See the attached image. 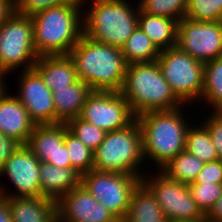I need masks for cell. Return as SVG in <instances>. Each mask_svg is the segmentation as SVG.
Segmentation results:
<instances>
[{"mask_svg": "<svg viewBox=\"0 0 222 222\" xmlns=\"http://www.w3.org/2000/svg\"><path fill=\"white\" fill-rule=\"evenodd\" d=\"M203 99L213 111H222V56L204 63Z\"/></svg>", "mask_w": 222, "mask_h": 222, "instance_id": "484cf974", "label": "cell"}, {"mask_svg": "<svg viewBox=\"0 0 222 222\" xmlns=\"http://www.w3.org/2000/svg\"><path fill=\"white\" fill-rule=\"evenodd\" d=\"M68 55L79 80L92 91L121 92L128 66L121 48L95 42L83 34Z\"/></svg>", "mask_w": 222, "mask_h": 222, "instance_id": "7a4b0ae2", "label": "cell"}, {"mask_svg": "<svg viewBox=\"0 0 222 222\" xmlns=\"http://www.w3.org/2000/svg\"><path fill=\"white\" fill-rule=\"evenodd\" d=\"M21 144L14 138L8 137L0 132V170L6 160L19 148Z\"/></svg>", "mask_w": 222, "mask_h": 222, "instance_id": "d590c367", "label": "cell"}, {"mask_svg": "<svg viewBox=\"0 0 222 222\" xmlns=\"http://www.w3.org/2000/svg\"><path fill=\"white\" fill-rule=\"evenodd\" d=\"M82 11L83 34L95 42L121 48L138 27L139 6L126 0H92Z\"/></svg>", "mask_w": 222, "mask_h": 222, "instance_id": "5b68a950", "label": "cell"}, {"mask_svg": "<svg viewBox=\"0 0 222 222\" xmlns=\"http://www.w3.org/2000/svg\"><path fill=\"white\" fill-rule=\"evenodd\" d=\"M202 183H222V160L205 163L198 176L190 184Z\"/></svg>", "mask_w": 222, "mask_h": 222, "instance_id": "e575fe53", "label": "cell"}, {"mask_svg": "<svg viewBox=\"0 0 222 222\" xmlns=\"http://www.w3.org/2000/svg\"><path fill=\"white\" fill-rule=\"evenodd\" d=\"M65 140V123L35 125L27 146L40 162L54 161L58 146Z\"/></svg>", "mask_w": 222, "mask_h": 222, "instance_id": "7402d4cb", "label": "cell"}, {"mask_svg": "<svg viewBox=\"0 0 222 222\" xmlns=\"http://www.w3.org/2000/svg\"><path fill=\"white\" fill-rule=\"evenodd\" d=\"M176 46L205 63L222 56V21L178 22Z\"/></svg>", "mask_w": 222, "mask_h": 222, "instance_id": "7c38bea8", "label": "cell"}, {"mask_svg": "<svg viewBox=\"0 0 222 222\" xmlns=\"http://www.w3.org/2000/svg\"><path fill=\"white\" fill-rule=\"evenodd\" d=\"M186 18L194 21H222V0H188Z\"/></svg>", "mask_w": 222, "mask_h": 222, "instance_id": "4dcf8cb0", "label": "cell"}, {"mask_svg": "<svg viewBox=\"0 0 222 222\" xmlns=\"http://www.w3.org/2000/svg\"><path fill=\"white\" fill-rule=\"evenodd\" d=\"M204 164L202 160L183 150L165 164L160 171L172 180L189 185L193 183Z\"/></svg>", "mask_w": 222, "mask_h": 222, "instance_id": "d4e9b609", "label": "cell"}, {"mask_svg": "<svg viewBox=\"0 0 222 222\" xmlns=\"http://www.w3.org/2000/svg\"><path fill=\"white\" fill-rule=\"evenodd\" d=\"M13 222H57L56 201L46 197H8Z\"/></svg>", "mask_w": 222, "mask_h": 222, "instance_id": "d6986e66", "label": "cell"}, {"mask_svg": "<svg viewBox=\"0 0 222 222\" xmlns=\"http://www.w3.org/2000/svg\"><path fill=\"white\" fill-rule=\"evenodd\" d=\"M80 117L106 132L122 130L136 120L125 97L115 91H92Z\"/></svg>", "mask_w": 222, "mask_h": 222, "instance_id": "8fae6325", "label": "cell"}, {"mask_svg": "<svg viewBox=\"0 0 222 222\" xmlns=\"http://www.w3.org/2000/svg\"><path fill=\"white\" fill-rule=\"evenodd\" d=\"M20 90L16 97L24 105L36 125L55 124V107L52 91L34 70L21 72Z\"/></svg>", "mask_w": 222, "mask_h": 222, "instance_id": "9a60e30c", "label": "cell"}, {"mask_svg": "<svg viewBox=\"0 0 222 222\" xmlns=\"http://www.w3.org/2000/svg\"><path fill=\"white\" fill-rule=\"evenodd\" d=\"M185 150L204 163L218 160L211 136L203 124L199 127L190 125L186 135Z\"/></svg>", "mask_w": 222, "mask_h": 222, "instance_id": "4316f807", "label": "cell"}, {"mask_svg": "<svg viewBox=\"0 0 222 222\" xmlns=\"http://www.w3.org/2000/svg\"><path fill=\"white\" fill-rule=\"evenodd\" d=\"M87 0L47 8L34 13L33 42L38 56L68 55L83 35L82 9Z\"/></svg>", "mask_w": 222, "mask_h": 222, "instance_id": "6da1fadb", "label": "cell"}, {"mask_svg": "<svg viewBox=\"0 0 222 222\" xmlns=\"http://www.w3.org/2000/svg\"><path fill=\"white\" fill-rule=\"evenodd\" d=\"M47 163L55 165L56 167H71L68 150L65 143L58 146L56 153L54 154V161H48Z\"/></svg>", "mask_w": 222, "mask_h": 222, "instance_id": "8d00e7d4", "label": "cell"}, {"mask_svg": "<svg viewBox=\"0 0 222 222\" xmlns=\"http://www.w3.org/2000/svg\"><path fill=\"white\" fill-rule=\"evenodd\" d=\"M141 178L125 173L91 170L81 175V185L118 220L128 213L133 190Z\"/></svg>", "mask_w": 222, "mask_h": 222, "instance_id": "9c48e42d", "label": "cell"}, {"mask_svg": "<svg viewBox=\"0 0 222 222\" xmlns=\"http://www.w3.org/2000/svg\"><path fill=\"white\" fill-rule=\"evenodd\" d=\"M40 163L27 145H20L0 170V177L7 175L18 193L6 194L3 186H0V195L4 197H40Z\"/></svg>", "mask_w": 222, "mask_h": 222, "instance_id": "4fadbf2b", "label": "cell"}, {"mask_svg": "<svg viewBox=\"0 0 222 222\" xmlns=\"http://www.w3.org/2000/svg\"><path fill=\"white\" fill-rule=\"evenodd\" d=\"M13 4H15L18 0H10Z\"/></svg>", "mask_w": 222, "mask_h": 222, "instance_id": "b9f144b4", "label": "cell"}, {"mask_svg": "<svg viewBox=\"0 0 222 222\" xmlns=\"http://www.w3.org/2000/svg\"><path fill=\"white\" fill-rule=\"evenodd\" d=\"M57 222H117L107 210L81 184L56 202Z\"/></svg>", "mask_w": 222, "mask_h": 222, "instance_id": "5bb4252c", "label": "cell"}, {"mask_svg": "<svg viewBox=\"0 0 222 222\" xmlns=\"http://www.w3.org/2000/svg\"><path fill=\"white\" fill-rule=\"evenodd\" d=\"M121 94L136 117L148 111L174 110L184 104L163 77L157 61L129 64Z\"/></svg>", "mask_w": 222, "mask_h": 222, "instance_id": "277c9868", "label": "cell"}, {"mask_svg": "<svg viewBox=\"0 0 222 222\" xmlns=\"http://www.w3.org/2000/svg\"><path fill=\"white\" fill-rule=\"evenodd\" d=\"M38 58L31 17L14 11L0 27V70L8 74L23 65L30 70Z\"/></svg>", "mask_w": 222, "mask_h": 222, "instance_id": "52a82bcc", "label": "cell"}, {"mask_svg": "<svg viewBox=\"0 0 222 222\" xmlns=\"http://www.w3.org/2000/svg\"><path fill=\"white\" fill-rule=\"evenodd\" d=\"M192 198L206 215L222 196V183L189 184Z\"/></svg>", "mask_w": 222, "mask_h": 222, "instance_id": "1f68e13d", "label": "cell"}, {"mask_svg": "<svg viewBox=\"0 0 222 222\" xmlns=\"http://www.w3.org/2000/svg\"><path fill=\"white\" fill-rule=\"evenodd\" d=\"M123 222H169L151 191L140 182L131 195Z\"/></svg>", "mask_w": 222, "mask_h": 222, "instance_id": "603a6c76", "label": "cell"}, {"mask_svg": "<svg viewBox=\"0 0 222 222\" xmlns=\"http://www.w3.org/2000/svg\"><path fill=\"white\" fill-rule=\"evenodd\" d=\"M91 88L78 80L76 83L52 92L55 107V124L66 123L81 114Z\"/></svg>", "mask_w": 222, "mask_h": 222, "instance_id": "ffe728a7", "label": "cell"}, {"mask_svg": "<svg viewBox=\"0 0 222 222\" xmlns=\"http://www.w3.org/2000/svg\"><path fill=\"white\" fill-rule=\"evenodd\" d=\"M14 13V4L10 0H0V27Z\"/></svg>", "mask_w": 222, "mask_h": 222, "instance_id": "f35d334b", "label": "cell"}, {"mask_svg": "<svg viewBox=\"0 0 222 222\" xmlns=\"http://www.w3.org/2000/svg\"><path fill=\"white\" fill-rule=\"evenodd\" d=\"M0 222H13L8 197L0 195Z\"/></svg>", "mask_w": 222, "mask_h": 222, "instance_id": "ab89813d", "label": "cell"}, {"mask_svg": "<svg viewBox=\"0 0 222 222\" xmlns=\"http://www.w3.org/2000/svg\"><path fill=\"white\" fill-rule=\"evenodd\" d=\"M68 130L93 152L105 139L106 131L96 127L80 116L66 122Z\"/></svg>", "mask_w": 222, "mask_h": 222, "instance_id": "f546056e", "label": "cell"}, {"mask_svg": "<svg viewBox=\"0 0 222 222\" xmlns=\"http://www.w3.org/2000/svg\"><path fill=\"white\" fill-rule=\"evenodd\" d=\"M208 130L212 143L215 146L218 160H222V111H214L202 123Z\"/></svg>", "mask_w": 222, "mask_h": 222, "instance_id": "836d02e7", "label": "cell"}, {"mask_svg": "<svg viewBox=\"0 0 222 222\" xmlns=\"http://www.w3.org/2000/svg\"><path fill=\"white\" fill-rule=\"evenodd\" d=\"M64 143L68 150L71 168L81 175L93 170L94 152L68 130L66 123Z\"/></svg>", "mask_w": 222, "mask_h": 222, "instance_id": "83f0119b", "label": "cell"}, {"mask_svg": "<svg viewBox=\"0 0 222 222\" xmlns=\"http://www.w3.org/2000/svg\"><path fill=\"white\" fill-rule=\"evenodd\" d=\"M121 52L128 65L155 62L160 55V51L139 27L121 47Z\"/></svg>", "mask_w": 222, "mask_h": 222, "instance_id": "cb8c5ba5", "label": "cell"}, {"mask_svg": "<svg viewBox=\"0 0 222 222\" xmlns=\"http://www.w3.org/2000/svg\"><path fill=\"white\" fill-rule=\"evenodd\" d=\"M74 0H18L14 4V11L18 14L32 16L41 10L68 4Z\"/></svg>", "mask_w": 222, "mask_h": 222, "instance_id": "d6a6232c", "label": "cell"}, {"mask_svg": "<svg viewBox=\"0 0 222 222\" xmlns=\"http://www.w3.org/2000/svg\"><path fill=\"white\" fill-rule=\"evenodd\" d=\"M158 65L175 95L185 103L201 99L204 63L177 46L160 51Z\"/></svg>", "mask_w": 222, "mask_h": 222, "instance_id": "ba28073f", "label": "cell"}, {"mask_svg": "<svg viewBox=\"0 0 222 222\" xmlns=\"http://www.w3.org/2000/svg\"><path fill=\"white\" fill-rule=\"evenodd\" d=\"M206 222H222V196L216 201L211 210L205 215Z\"/></svg>", "mask_w": 222, "mask_h": 222, "instance_id": "74e56055", "label": "cell"}, {"mask_svg": "<svg viewBox=\"0 0 222 222\" xmlns=\"http://www.w3.org/2000/svg\"><path fill=\"white\" fill-rule=\"evenodd\" d=\"M33 69L52 92L76 83L79 78L69 55L39 56Z\"/></svg>", "mask_w": 222, "mask_h": 222, "instance_id": "e0dca14e", "label": "cell"}, {"mask_svg": "<svg viewBox=\"0 0 222 222\" xmlns=\"http://www.w3.org/2000/svg\"><path fill=\"white\" fill-rule=\"evenodd\" d=\"M138 27L159 51L175 47L177 44L178 21L175 19L146 14L139 9Z\"/></svg>", "mask_w": 222, "mask_h": 222, "instance_id": "44dd1931", "label": "cell"}, {"mask_svg": "<svg viewBox=\"0 0 222 222\" xmlns=\"http://www.w3.org/2000/svg\"><path fill=\"white\" fill-rule=\"evenodd\" d=\"M143 160L142 134L135 120L122 130L107 132L103 142L94 151L93 170L142 178L145 173L138 170Z\"/></svg>", "mask_w": 222, "mask_h": 222, "instance_id": "8992f818", "label": "cell"}, {"mask_svg": "<svg viewBox=\"0 0 222 222\" xmlns=\"http://www.w3.org/2000/svg\"><path fill=\"white\" fill-rule=\"evenodd\" d=\"M149 178L144 175L141 182L154 195L169 222L205 221V214L192 198L188 184L172 180L160 170L155 178Z\"/></svg>", "mask_w": 222, "mask_h": 222, "instance_id": "30bf717a", "label": "cell"}, {"mask_svg": "<svg viewBox=\"0 0 222 222\" xmlns=\"http://www.w3.org/2000/svg\"><path fill=\"white\" fill-rule=\"evenodd\" d=\"M81 184V174L71 167H56L40 163L41 196L58 201L70 190Z\"/></svg>", "mask_w": 222, "mask_h": 222, "instance_id": "ac0fdd59", "label": "cell"}, {"mask_svg": "<svg viewBox=\"0 0 222 222\" xmlns=\"http://www.w3.org/2000/svg\"><path fill=\"white\" fill-rule=\"evenodd\" d=\"M5 91L0 96V132L27 145L35 123L20 100Z\"/></svg>", "mask_w": 222, "mask_h": 222, "instance_id": "2e32d148", "label": "cell"}, {"mask_svg": "<svg viewBox=\"0 0 222 222\" xmlns=\"http://www.w3.org/2000/svg\"><path fill=\"white\" fill-rule=\"evenodd\" d=\"M139 3L136 6L146 14L164 16L178 22L186 17L188 6V0H140Z\"/></svg>", "mask_w": 222, "mask_h": 222, "instance_id": "f1b7e54d", "label": "cell"}, {"mask_svg": "<svg viewBox=\"0 0 222 222\" xmlns=\"http://www.w3.org/2000/svg\"><path fill=\"white\" fill-rule=\"evenodd\" d=\"M182 108L148 111L136 117L142 134L143 158H149L161 169L185 150L189 124Z\"/></svg>", "mask_w": 222, "mask_h": 222, "instance_id": "3957f363", "label": "cell"}, {"mask_svg": "<svg viewBox=\"0 0 222 222\" xmlns=\"http://www.w3.org/2000/svg\"><path fill=\"white\" fill-rule=\"evenodd\" d=\"M5 75H6V74H5L3 71L0 70V96H1L5 91H7V90H6V86H5V84H4V81H3Z\"/></svg>", "mask_w": 222, "mask_h": 222, "instance_id": "60d3db41", "label": "cell"}]
</instances>
